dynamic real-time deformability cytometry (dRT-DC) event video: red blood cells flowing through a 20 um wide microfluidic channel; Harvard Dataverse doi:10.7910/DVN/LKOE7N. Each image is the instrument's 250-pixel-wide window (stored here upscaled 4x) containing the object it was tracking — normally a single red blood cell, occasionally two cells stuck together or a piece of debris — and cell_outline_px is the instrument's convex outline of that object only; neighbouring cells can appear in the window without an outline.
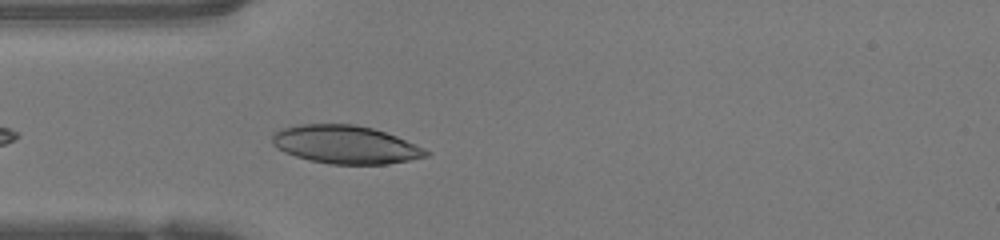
{"species": "human", "species_latin": "Homo sapiens", "temperature_condition": "warm", "stored_images_in_passage": 33, "camera_frame_rate_fps": 3000, "um_per_image_px": 0.085, "donor": {"sex": "female"}, "frame": {"image": 1, "passage_image": 3, "time_ms": 0.667, "image_size_px": [1000, 240], "cell_outline_px": [[432, 152], [428, 156], [388, 164], [328, 164], [308, 160], [284, 152], [276, 148], [272, 144], [272, 136], [280, 128], [300, 124], [356, 124], [372, 128], [396, 136], [416, 144]], "centroid_in_image_um": [29.35, 12.29], "position_along_channel_um": 55.6, "area_um2": 34.33}}
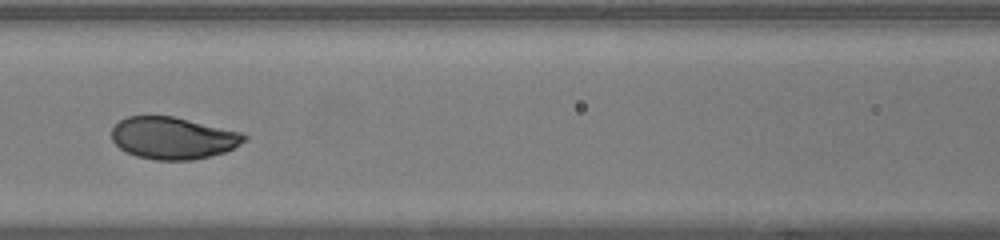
{"frame": {"image": 2, "passage_image": 10, "time_ms": 3.0, "image_size_px": [1000, 240], "cell_outline_px": [[248, 136], [240, 144], [224, 152], [192, 160], [156, 160], [136, 156], [120, 148], [112, 140], [112, 128], [120, 120], [128, 116], [172, 116], [244, 132]], "centroid_in_image_um": [14.71, 11.72], "position_along_channel_um": 151.9, "area_um2": 32.37}}
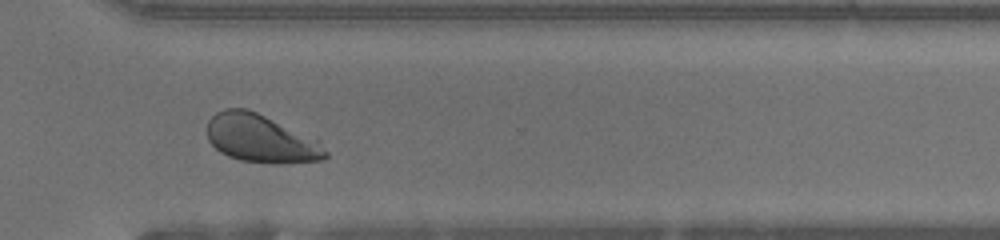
{"frame": {"image": 3, "passage_image": 24, "time_ms": 7.667, "image_size_px": [1000, 240], "cell_outline_px": [[328, 156], [324, 160], [284, 164], [272, 164], [240, 160], [228, 156], [220, 152], [208, 140], [208, 120], [216, 112], [224, 108], [248, 108], [320, 140], [328, 152]], "centroid_in_image_um": [22.22, 11.79], "position_along_channel_um": 348.4, "area_um2": 33.58}, "authors_computed_cell_mechanics": {"area_um2": 33.0038, "velocity_mm_per_s": 4.2115, "shape_relaxation_time_tau1_ms": 2.0623, "shape_relaxation_time_tau2_ms": null, "deformation_change_tau1": 0.1421, "deformation_change_tau2": null}}